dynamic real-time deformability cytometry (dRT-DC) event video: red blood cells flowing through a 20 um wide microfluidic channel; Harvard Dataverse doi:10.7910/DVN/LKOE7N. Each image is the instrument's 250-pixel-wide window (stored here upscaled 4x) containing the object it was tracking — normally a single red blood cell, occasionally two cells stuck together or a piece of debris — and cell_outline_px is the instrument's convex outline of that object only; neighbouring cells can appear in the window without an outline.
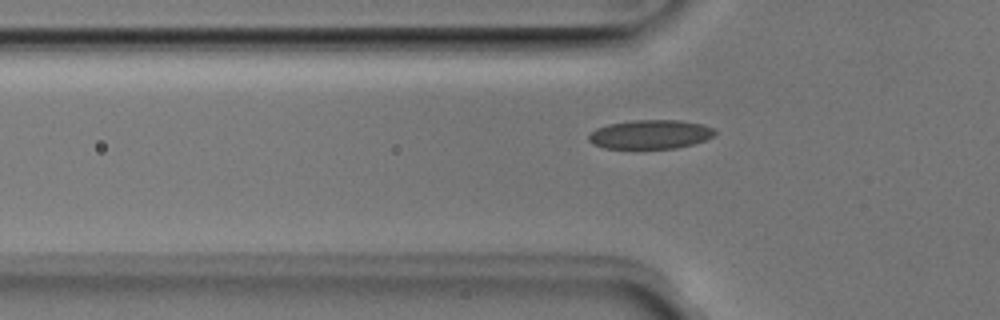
{"species": "Egyptian fruit bat (a non-hibernating species)", "species_latin": "Rousettus aegyptiacus", "temperature_condition": "room temperature", "stored_images_in_passage": 31, "camera_frame_rate_fps": 3000, "um_per_image_px": 0.085, "animal": {"sex": "male"}, "frame": {"image": 1, "passage_image": 2, "time_ms": 0.333, "image_size_px": [1000, 320], "cell_outline_px": [[716, 132], [712, 136], [704, 140], [692, 144], [676, 148], [604, 148], [592, 144], [588, 140], [588, 136], [596, 128], [608, 124], [632, 120], [680, 120], [704, 124], [712, 128]], "centroid_in_image_um": [55.25, 11.41], "position_along_channel_um": 70.5, "area_um2": 21.27}}
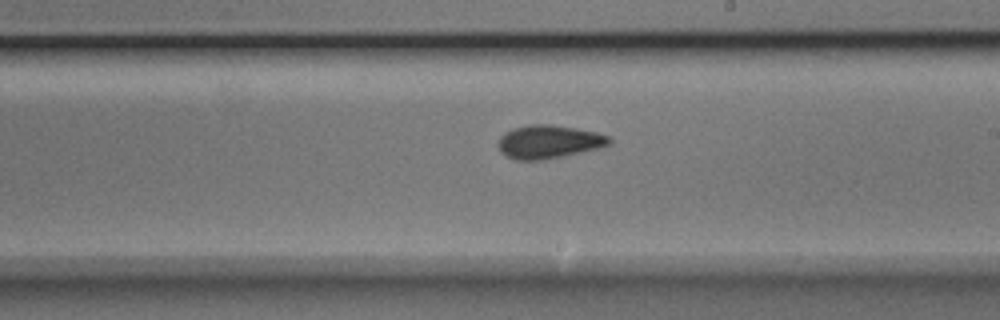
{"frame": {"image": 2, "passage_image": 15, "time_ms": 4.667, "image_size_px": [1000, 320], "cell_outline_px": [[612, 144], [600, 148], [540, 160], [516, 160], [500, 152], [496, 144], [500, 136], [504, 132], [512, 128], [528, 124], [552, 124], [576, 128], [596, 132], [608, 136], [612, 140]], "centroid_in_image_um": [46.61, 12.03], "position_along_channel_um": 242.4, "area_um2": 21.73}}
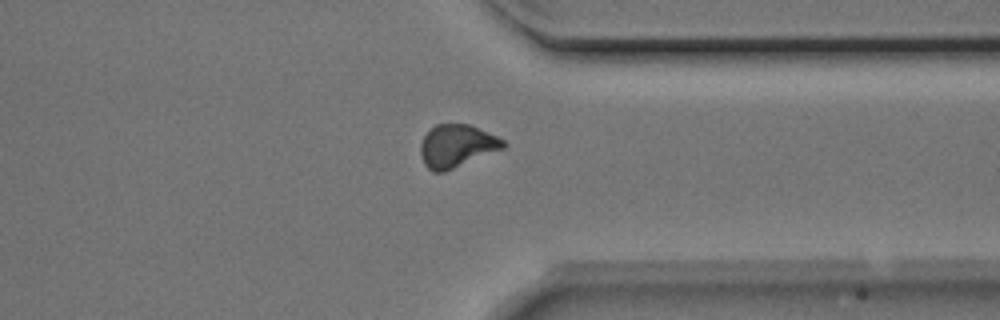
{"frame": {"image": 3, "passage_image": 25, "time_ms": 8.0, "image_size_px": [1000, 320], "cell_outline_px": [[508, 144], [504, 148], [444, 172], [432, 172], [424, 164], [420, 156], [420, 144], [424, 136], [436, 124], [468, 124], [496, 136], [504, 140]], "centroid_in_image_um": [38.81, 12.42], "position_along_channel_um": 372.6, "area_um2": 20.46}, "authors_computed_cell_mechanics": {"area_um2": 20.9236, "velocity_mm_per_s": 3.9601, "shape_relaxation_time_tau1_ms": 4.1023, "shape_relaxation_time_tau2_ms": 1.5048, "deformation_change_tau1": 0.1048, "deformation_change_tau2": 0.0608}}